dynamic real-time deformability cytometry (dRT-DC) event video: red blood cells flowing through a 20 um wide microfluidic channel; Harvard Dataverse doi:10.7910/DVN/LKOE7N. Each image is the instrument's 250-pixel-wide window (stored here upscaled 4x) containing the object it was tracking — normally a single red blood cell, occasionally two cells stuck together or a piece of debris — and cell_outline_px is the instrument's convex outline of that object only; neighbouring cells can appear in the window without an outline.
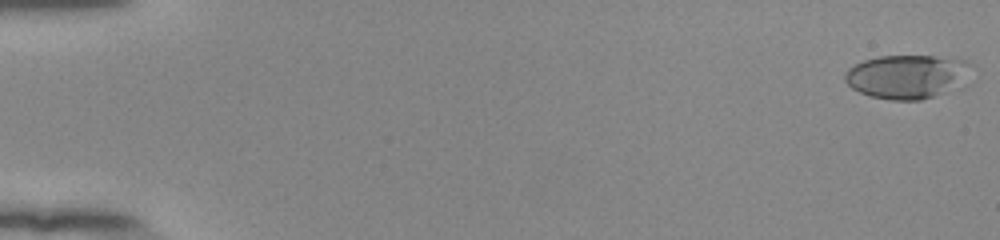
{"species": "human", "species_latin": "Homo sapiens", "temperature_condition": "room temperature", "stored_images_in_passage": 54, "camera_frame_rate_fps": 3000, "um_per_image_px": 0.085, "donor": {"sex": "female"}, "frame": {"image": 1, "passage_image": 1, "time_ms": 0.0, "image_size_px": [1000, 240], "cell_outline_px": [[976, 64], [964, 88], [920, 100], [892, 100], [872, 96], [860, 92], [852, 88], [844, 80], [844, 76], [848, 68], [864, 60], [880, 56], [932, 56], [968, 60]], "centroid_in_image_um": [77.26, 6.51], "position_along_channel_um": 7.7, "area_um2": 33.18}}
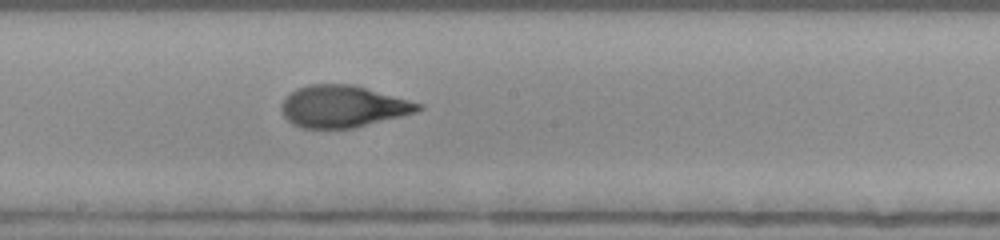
{"frame": {"image": 2, "passage_image": 31, "time_ms": 10.0, "image_size_px": [1000, 240], "cell_outline_px": [[424, 108], [416, 112], [352, 128], [300, 128], [292, 124], [284, 116], [280, 108], [280, 104], [296, 88], [308, 84], [352, 84], [424, 104]], "centroid_in_image_um": [29.13, 9.04], "position_along_channel_um": 219.1, "area_um2": 33.23}}
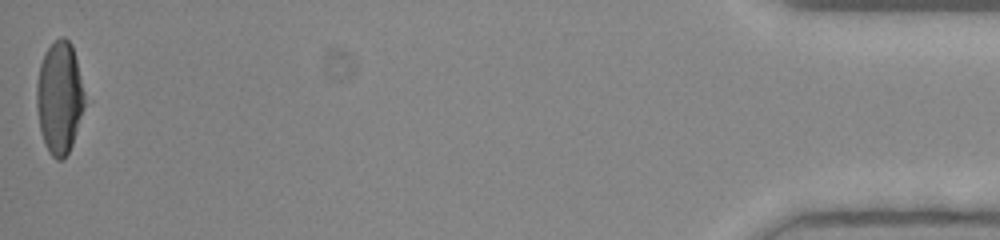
{"frame": {"image": 3, "passage_image": 54, "time_ms": 17.667, "image_size_px": [1000, 240], "cell_outline_px": [[84, 104], [72, 144], [68, 152], [60, 160], [56, 160], [48, 152], [44, 144], [40, 132], [36, 104], [36, 84], [40, 64], [44, 52], [60, 36], [64, 36], [72, 44], [84, 92]], "centroid_in_image_um": [5.02, 8.29], "position_along_channel_um": 430.2, "area_um2": 31.21}, "authors_computed_cell_mechanics": {"area_um2": 32.6859, "velocity_mm_per_s": 3.9108, "shape_relaxation_time_tau1_ms": 6.02, "shape_relaxation_time_tau2_ms": 1.1295, "deformation_change_tau1": 0.24, "deformation_change_tau2": 0.0817}}